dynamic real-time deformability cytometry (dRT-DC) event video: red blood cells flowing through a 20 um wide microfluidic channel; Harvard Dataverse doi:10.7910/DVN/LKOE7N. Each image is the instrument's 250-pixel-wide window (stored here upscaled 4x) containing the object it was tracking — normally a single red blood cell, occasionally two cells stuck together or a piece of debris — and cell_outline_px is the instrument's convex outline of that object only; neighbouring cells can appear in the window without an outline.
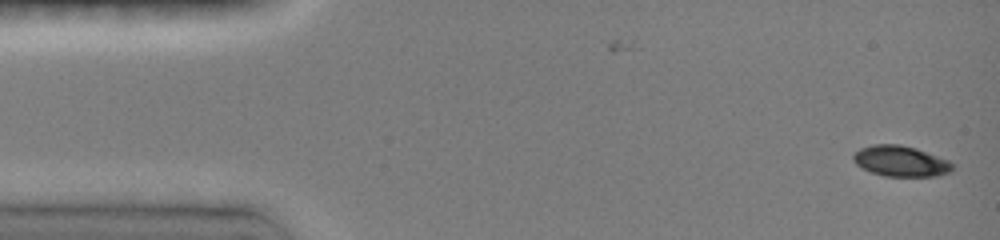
{"species": "common noctule bat (a hibernating species)", "species_latin": "Nyctalus noctula", "temperature_condition": "room temperature", "stored_images_in_passage": 9, "camera_frame_rate_fps": 3000, "um_per_image_px": 0.085, "animal": {"sex": "female", "body_mass_g": 19.0, "forearm_length_mm": 51.5}, "frame": {"image": 1, "passage_image": 1, "time_ms": 0.0, "image_size_px": [1000, 240], "cell_outline_px": [[952, 172], [936, 176], [884, 176], [872, 172], [856, 164], [852, 160], [852, 156], [860, 148], [876, 144], [900, 144], [916, 148], [948, 160], [952, 164]], "centroid_in_image_um": [76.56, 13.69], "position_along_channel_um": 8.4, "area_um2": 17.63}}
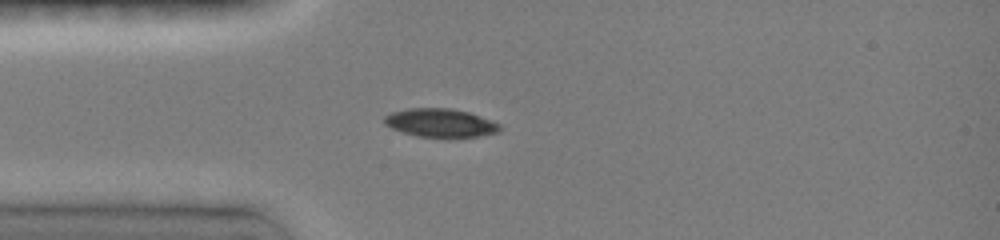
{"frame": {"image": 2, "passage_image": 7, "time_ms": 3.667, "image_size_px": [1000, 240], "cell_outline_px": [[500, 132], [476, 136], [416, 136], [392, 128], [384, 124], [384, 116], [392, 112], [408, 108], [448, 108], [468, 112], [492, 120], [500, 124]], "centroid_in_image_um": [37.42, 10.42], "position_along_channel_um": 47.6, "area_um2": 18.79}}